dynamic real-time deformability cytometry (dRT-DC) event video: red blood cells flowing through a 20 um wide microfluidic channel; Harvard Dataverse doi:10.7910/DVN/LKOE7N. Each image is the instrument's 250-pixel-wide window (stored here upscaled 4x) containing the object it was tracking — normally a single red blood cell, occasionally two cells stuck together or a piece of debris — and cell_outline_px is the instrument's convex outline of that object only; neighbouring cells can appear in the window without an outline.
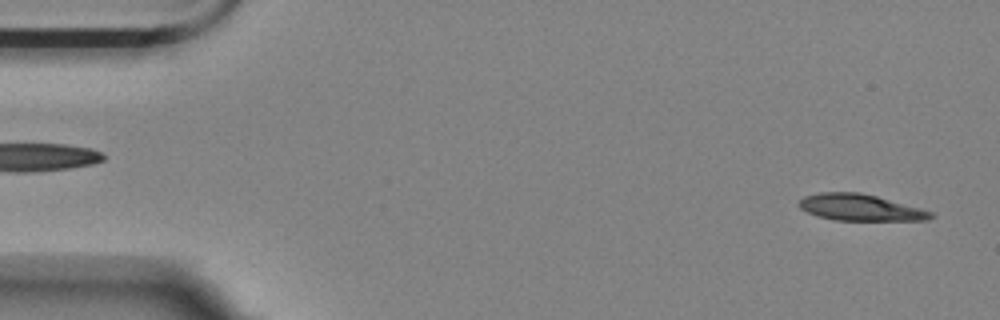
{"species": "Egyptian fruit bat (a non-hibernating species)", "species_latin": "Rousettus aegyptiacus", "temperature_condition": "room temperature", "stored_images_in_passage": 55, "camera_frame_rate_fps": 3000, "um_per_image_px": 0.085, "animal": {"sex": "female"}, "frame": {"image": 1, "passage_image": 2, "time_ms": 0.333, "image_size_px": [1000, 320], "cell_outline_px": [[936, 216], [928, 220], [832, 220], [816, 216], [800, 208], [800, 200], [804, 196], [820, 192], [860, 192], [876, 196], [920, 208], [932, 212]], "centroid_in_image_um": [73.12, 17.64], "position_along_channel_um": 11.9, "area_um2": 20.23}}
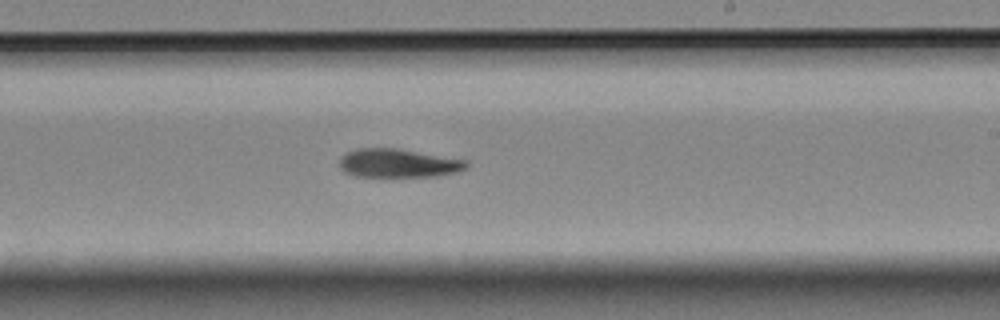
{"frame": {"image": 2, "passage_image": 32, "time_ms": 10.333, "image_size_px": [1000, 320], "cell_outline_px": [[468, 168], [456, 172], [436, 176], [352, 176], [344, 172], [340, 168], [340, 156], [356, 148], [400, 148], [468, 160]], "centroid_in_image_um": [33.86, 13.86], "position_along_channel_um": 255.1, "area_um2": 21.39}}
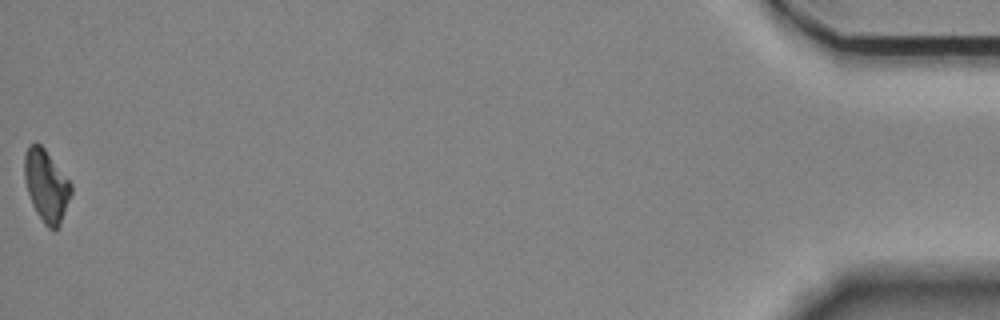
{"frame": {"image": 3, "passage_image": 55, "time_ms": 18.0, "image_size_px": [1000, 320], "cell_outline_px": [[72, 192], [60, 228], [48, 228], [44, 224], [36, 212], [32, 204], [24, 180], [24, 156], [28, 144], [36, 140], [44, 148], [72, 184]], "centroid_in_image_um": [3.93, 15.77], "position_along_channel_um": 431.3, "area_um2": 19.77}}